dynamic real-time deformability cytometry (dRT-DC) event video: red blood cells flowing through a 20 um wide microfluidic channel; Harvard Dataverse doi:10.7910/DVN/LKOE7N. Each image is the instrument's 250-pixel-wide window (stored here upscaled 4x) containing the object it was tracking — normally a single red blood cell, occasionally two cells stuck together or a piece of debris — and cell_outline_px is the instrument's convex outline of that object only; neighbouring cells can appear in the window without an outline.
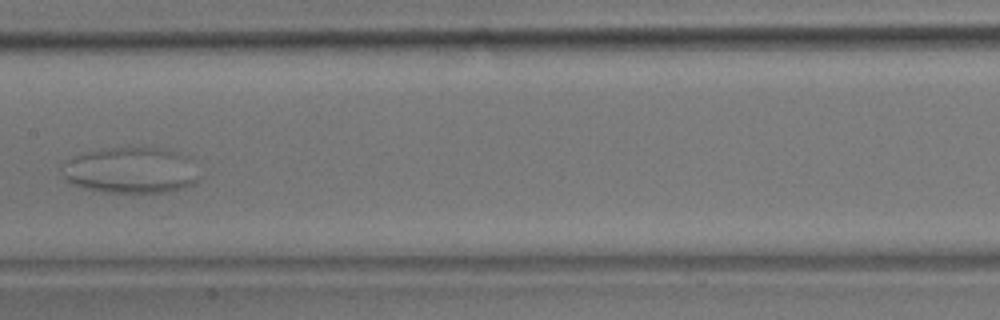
{"species": "common noctule bat (a hibernating species)", "species_latin": "Nyctalus noctula", "temperature_condition": "room temperature", "stored_images_in_passage": 10, "camera_frame_rate_fps": 3000, "um_per_image_px": 0.085, "animal": {"sex": "male", "body_mass_g": 17.9}, "frame": {"image": 1, "passage_image": 5, "time_ms": 1.333, "image_size_px": [1000, 320], "cell_outline_px": [[200, 180], [184, 188], [164, 192], [100, 192], [84, 188], [72, 184], [64, 176], [188, 176]], "centroid_in_image_um": [11.23, 15.58], "position_along_channel_um": 196.2, "area_um2": 12.89}}